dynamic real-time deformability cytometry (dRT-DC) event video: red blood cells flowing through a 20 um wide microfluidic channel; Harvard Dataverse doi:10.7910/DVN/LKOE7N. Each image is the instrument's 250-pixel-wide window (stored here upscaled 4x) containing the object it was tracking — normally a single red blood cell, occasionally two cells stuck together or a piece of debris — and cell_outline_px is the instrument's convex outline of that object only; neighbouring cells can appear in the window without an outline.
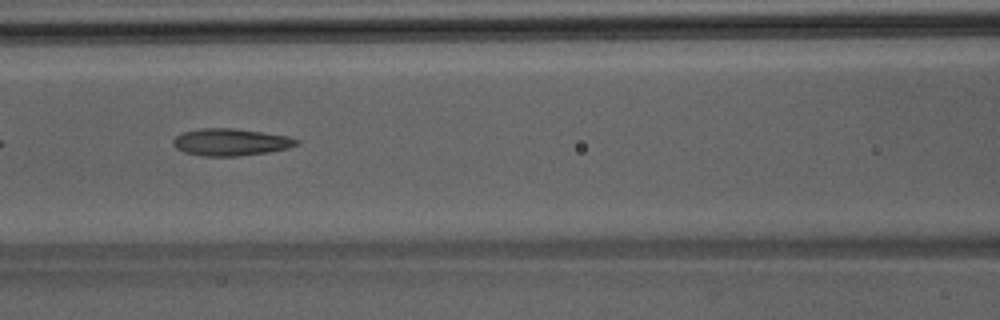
{"species": "Egyptian fruit bat (a non-hibernating species)", "species_latin": "Rousettus aegyptiacus", "temperature_condition": "room temperature", "stored_images_in_passage": 6, "camera_frame_rate_fps": 3000, "um_per_image_px": 0.085, "animal": {"sex": "male"}, "frame": {"image": 1, "passage_image": 6, "time_ms": 5.667, "image_size_px": [1000, 320], "cell_outline_px": [[300, 144], [288, 148], [268, 152], [236, 156], [204, 156], [184, 152], [176, 148], [172, 144], [172, 140], [176, 136], [184, 132], [200, 128], [232, 128], [288, 136], [300, 140]], "centroid_in_image_um": [19.61, 12.08], "position_along_channel_um": 147.0, "area_um2": 19.42}}